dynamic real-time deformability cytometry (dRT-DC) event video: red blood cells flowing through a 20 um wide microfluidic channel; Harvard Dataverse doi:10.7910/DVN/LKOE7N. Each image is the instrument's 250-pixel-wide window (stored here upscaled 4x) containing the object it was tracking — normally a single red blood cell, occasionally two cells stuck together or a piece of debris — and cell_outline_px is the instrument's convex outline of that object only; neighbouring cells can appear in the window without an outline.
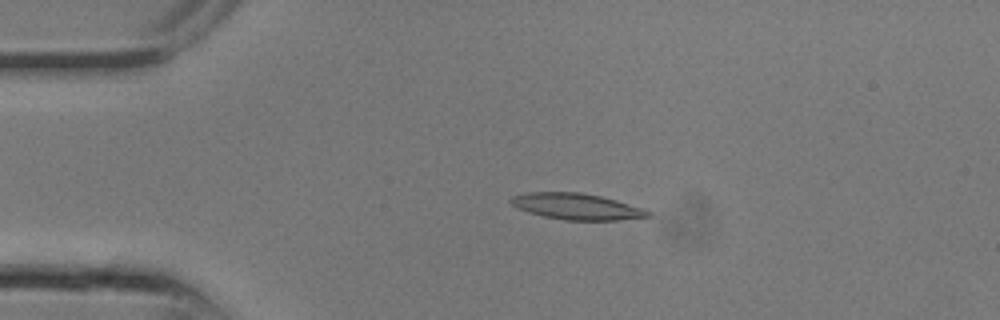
{"species": "common noctule bat (a hibernating species)", "species_latin": "Nyctalus noctula", "temperature_condition": "room temperature", "stored_images_in_passage": 3, "camera_frame_rate_fps": 3000, "um_per_image_px": 0.085, "animal": {"sex": "male", "body_mass_g": 13.3}, "frame": {"image": 1, "passage_image": 1, "time_ms": 0.0, "image_size_px": [1000, 320], "cell_outline_px": [[652, 216], [616, 220], [564, 220], [544, 216], [528, 212], [516, 208], [508, 200], [512, 196], [524, 192], [580, 192], [600, 196], [616, 200], [644, 208], [652, 212]], "centroid_in_image_um": [49.0, 17.54], "position_along_channel_um": 36.0, "area_um2": 21.04}}